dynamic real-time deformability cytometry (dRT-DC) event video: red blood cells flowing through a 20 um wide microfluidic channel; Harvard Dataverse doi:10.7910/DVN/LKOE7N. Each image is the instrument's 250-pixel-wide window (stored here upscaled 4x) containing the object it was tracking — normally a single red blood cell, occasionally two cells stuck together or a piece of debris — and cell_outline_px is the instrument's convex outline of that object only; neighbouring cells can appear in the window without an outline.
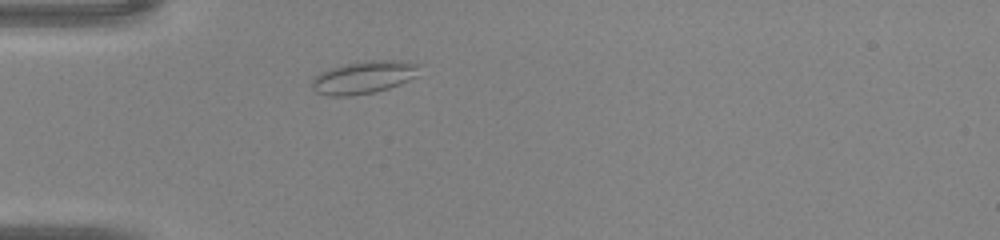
{"species": "common noctule bat (a hibernating species)", "species_latin": "Nyctalus noctula", "temperature_condition": "warm", "stored_images_in_passage": 33, "camera_frame_rate_fps": 3000, "um_per_image_px": 0.085, "animal": {"sex": "male", "body_mass_g": 20.0, "forearm_length_mm": 53.3}, "frame": {"image": 1, "passage_image": 1, "time_ms": 0.0, "image_size_px": [1000, 240], "cell_outline_px": [[420, 64], [416, 76], [400, 84], [388, 88], [372, 92], [348, 96], [332, 96], [316, 92], [312, 88], [312, 80], [320, 72], [332, 68], [364, 60], [392, 60]], "centroid_in_image_um": [30.91, 6.57], "position_along_channel_um": 54.1, "area_um2": 20.06}}
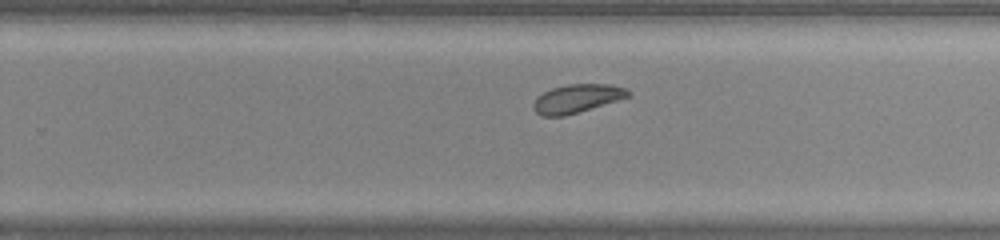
{"frame": {"image": 2, "passage_image": 17, "time_ms": 5.333, "image_size_px": [1000, 240], "cell_outline_px": [[632, 92], [628, 96], [616, 100], [564, 116], [540, 116], [532, 108], [532, 104], [544, 92], [552, 88], [568, 84], [608, 84], [628, 88]], "centroid_in_image_um": [49.03, 8.37], "position_along_channel_um": 280.8, "area_um2": 15.43}}
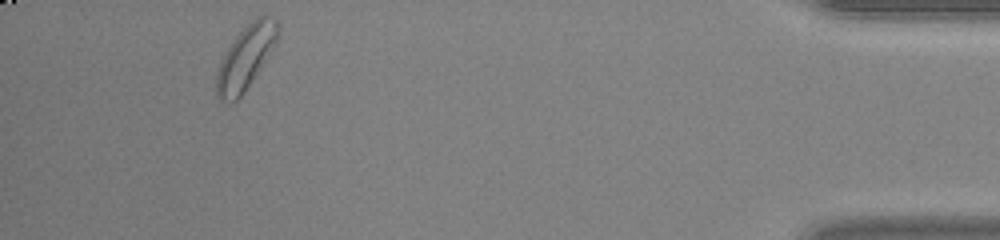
{"frame": {"image": 3, "passage_image": 30, "time_ms": 9.667, "image_size_px": [1000, 240], "cell_outline_px": [[280, 32], [268, 56], [244, 92], [236, 100], [228, 104], [220, 100], [216, 96], [216, 72], [220, 60], [236, 36], [256, 16], [264, 12], [276, 20]], "centroid_in_image_um": [20.87, 4.88], "position_along_channel_um": 414.3, "area_um2": 22.66}}